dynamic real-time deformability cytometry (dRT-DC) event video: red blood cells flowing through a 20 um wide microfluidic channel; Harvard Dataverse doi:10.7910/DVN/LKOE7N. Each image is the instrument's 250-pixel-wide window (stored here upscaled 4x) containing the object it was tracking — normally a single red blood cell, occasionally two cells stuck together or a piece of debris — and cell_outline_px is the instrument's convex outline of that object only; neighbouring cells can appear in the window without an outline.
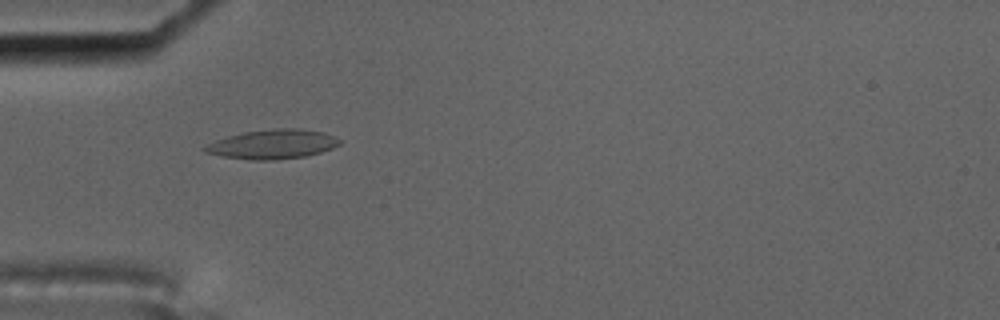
{"species": "common noctule bat (a hibernating species)", "species_latin": "Nyctalus noctula", "temperature_condition": "cold", "stored_images_in_passage": 58, "camera_frame_rate_fps": 3000, "um_per_image_px": 0.085, "animal": {"sex": "male", "body_mass_g": 17.5, "forearm_length_mm": 52.3}, "frame": {"image": 1, "passage_image": 18, "time_ms": 5.667, "image_size_px": [1000, 320], "cell_outline_px": [[344, 140], [340, 144], [332, 148], [320, 152], [304, 156], [272, 160], [252, 160], [220, 156], [204, 152], [200, 148], [216, 140], [228, 136], [244, 132], [272, 128], [300, 128], [324, 132]], "centroid_in_image_um": [23.18, 12.25], "position_along_channel_um": 61.8, "area_um2": 23.18}}
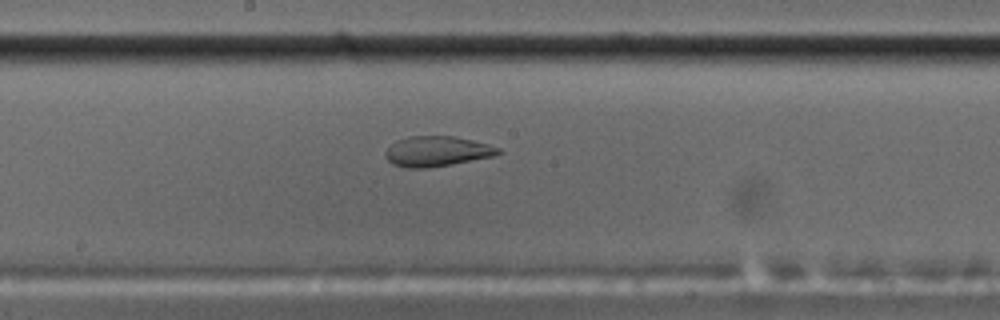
{"frame": {"image": 2, "passage_image": 31, "time_ms": 10.0, "image_size_px": [1000, 320], "cell_outline_px": [[500, 152], [492, 156], [452, 164], [428, 168], [408, 168], [392, 164], [384, 156], [384, 152], [396, 140], [408, 136], [452, 136], [472, 140], [488, 144], [500, 148]], "centroid_in_image_um": [37.09, 12.86], "position_along_channel_um": 211.1, "area_um2": 19.77}}
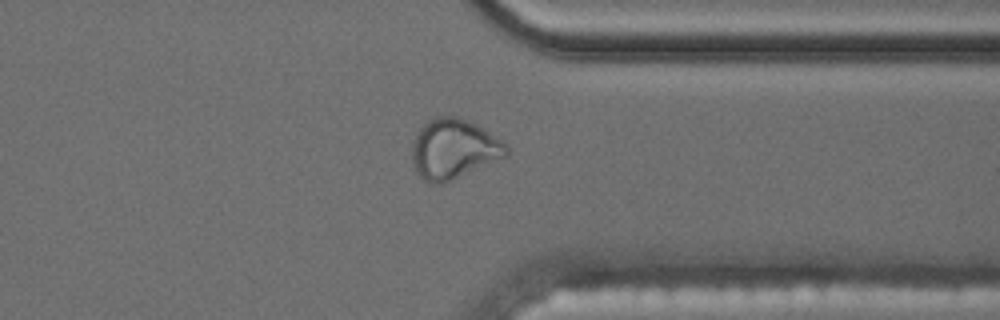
{"frame": {"image": 3, "passage_image": 45, "time_ms": 14.667, "image_size_px": [1000, 320], "cell_outline_px": [[508, 156], [444, 184], [432, 184], [424, 180], [412, 168], [412, 140], [420, 128], [428, 120], [436, 116], [456, 116], [468, 120], [476, 124], [500, 140], [508, 148]], "centroid_in_image_um": [38.52, 12.68], "position_along_channel_um": 372.9, "area_um2": 33.18}, "authors_computed_cell_mechanics": {"area_um2": 21.5305, "velocity_mm_per_s": 3.494, "shape_relaxation_time_tau1_ms": null, "shape_relaxation_time_tau2_ms": 2.0195, "deformation_change_tau1": null, "deformation_change_tau2": 0.0753}}